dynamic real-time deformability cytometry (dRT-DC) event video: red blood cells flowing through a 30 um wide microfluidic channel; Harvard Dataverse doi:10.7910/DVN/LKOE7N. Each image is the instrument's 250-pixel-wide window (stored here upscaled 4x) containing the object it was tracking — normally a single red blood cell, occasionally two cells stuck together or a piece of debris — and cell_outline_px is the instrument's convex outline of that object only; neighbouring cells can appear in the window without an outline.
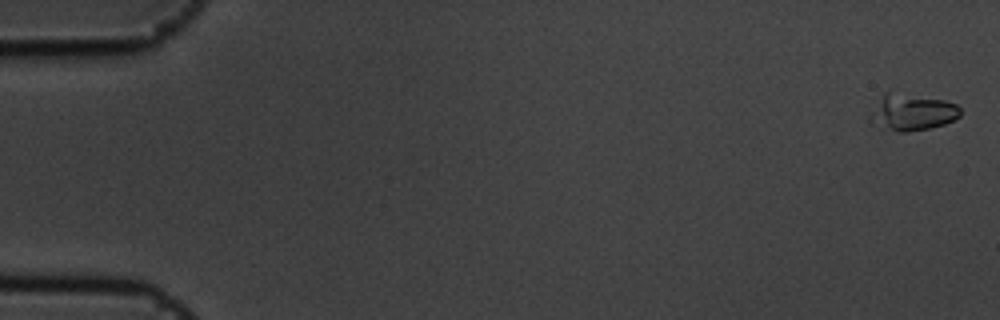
{"species": "common noctule bat (a hibernating species)", "species_latin": "Nyctalus noctula", "temperature_condition": "cold", "stored_images_in_passage": 6, "camera_frame_rate_fps": 3000, "um_per_image_px": 0.085, "animal": {"sex": "male", "body_mass_g": 19.5, "forearm_length_mm": 54.6}, "frame": {"image": 1, "passage_image": 1, "time_ms": 0.0, "image_size_px": [1000, 320], "cell_outline_px": [[960, 116], [944, 124], [928, 128], [908, 132], [896, 132], [872, 124], [872, 112], [884, 92], [888, 88], [892, 88], [944, 100], [956, 104], [960, 108]], "centroid_in_image_um": [77.51, 9.48], "position_along_channel_um": 7.5, "area_um2": 19.65}}
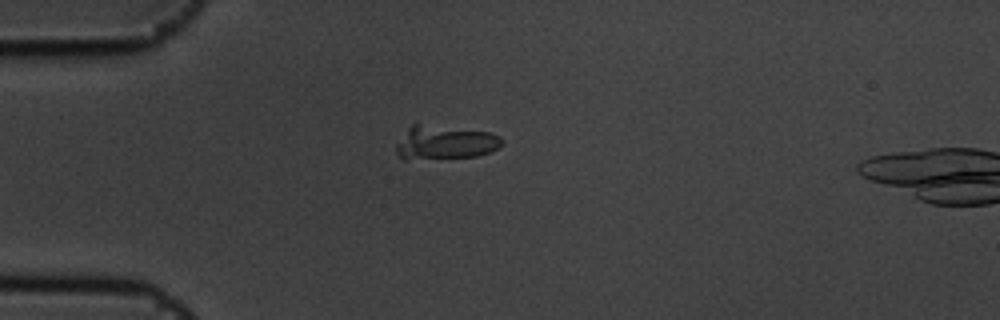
{"frame": {"image": 2, "passage_image": 5, "time_ms": 1.333, "image_size_px": [1000, 320], "cell_outline_px": [[504, 140], [492, 152], [476, 156], [404, 160], [396, 152], [396, 144], [408, 128], [416, 120], [492, 132], [500, 136]], "centroid_in_image_um": [37.8, 12.05], "position_along_channel_um": 47.2, "area_um2": 21.79}}